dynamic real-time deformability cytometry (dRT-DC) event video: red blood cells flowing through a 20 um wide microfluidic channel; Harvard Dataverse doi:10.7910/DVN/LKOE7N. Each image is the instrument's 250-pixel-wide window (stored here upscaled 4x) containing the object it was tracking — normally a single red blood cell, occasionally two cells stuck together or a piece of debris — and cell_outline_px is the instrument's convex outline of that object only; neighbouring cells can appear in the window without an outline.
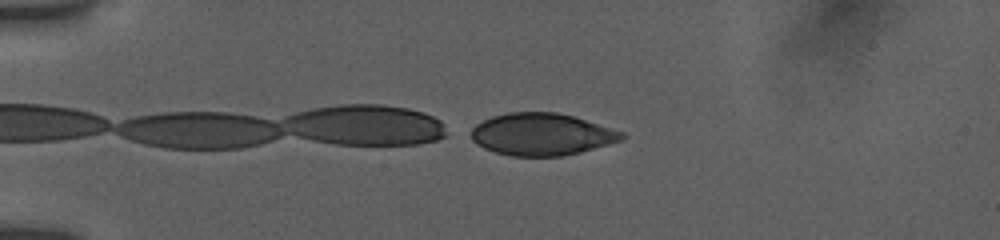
{"species": "human", "species_latin": "Homo sapiens", "temperature_condition": "room temperature", "stored_images_in_passage": 7, "camera_frame_rate_fps": 3000, "um_per_image_px": 0.085, "donor": {"sex": "female"}, "frame": {"image": 1, "passage_image": 7, "time_ms": 3.0, "image_size_px": [1000, 240], "cell_outline_px": [[624, 136], [620, 140], [580, 152], [564, 156], [512, 156], [496, 152], [484, 148], [476, 144], [472, 140], [472, 128], [476, 124], [492, 116], [508, 112], [556, 112], [572, 116], [624, 132]], "centroid_in_image_um": [46.0, 11.41], "position_along_channel_um": 39.0, "area_um2": 36.65}}